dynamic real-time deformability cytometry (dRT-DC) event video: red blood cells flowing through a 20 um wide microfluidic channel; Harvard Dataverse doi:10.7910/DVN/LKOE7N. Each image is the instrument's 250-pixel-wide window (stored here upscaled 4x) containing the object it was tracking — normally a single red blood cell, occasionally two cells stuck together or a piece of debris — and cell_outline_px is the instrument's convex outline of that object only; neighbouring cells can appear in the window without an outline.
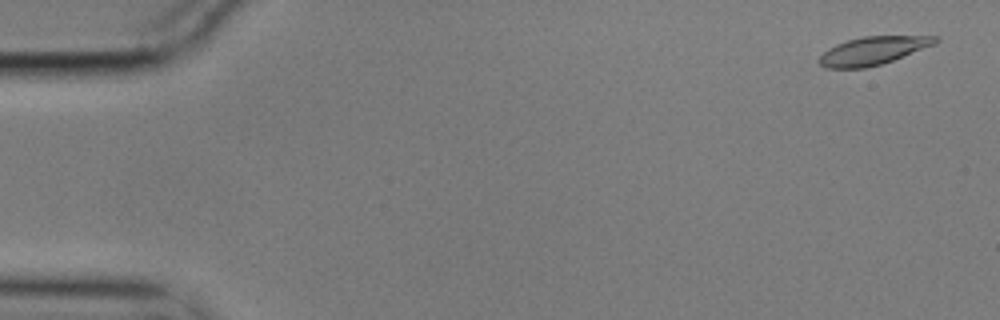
{"species": "common noctule bat (a hibernating species)", "species_latin": "Nyctalus noctula", "temperature_condition": "cold", "stored_images_in_passage": 56, "camera_frame_rate_fps": 3000, "um_per_image_px": 0.085, "animal": {"sex": "male", "body_mass_g": 17.9}, "frame": {"image": 1, "passage_image": 1, "time_ms": 0.0, "image_size_px": [1000, 320], "cell_outline_px": [[940, 40], [936, 44], [892, 60], [880, 64], [864, 68], [828, 68], [820, 64], [820, 56], [828, 48], [836, 44], [848, 40], [864, 36], [940, 36]], "centroid_in_image_um": [74.24, 4.29], "position_along_channel_um": 10.8, "area_um2": 18.79}}
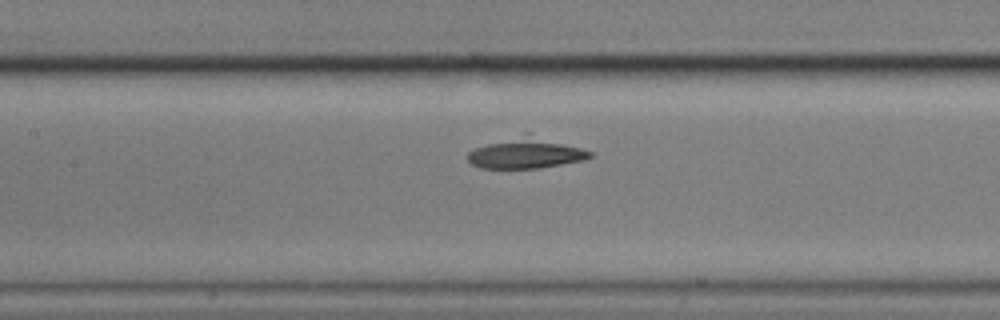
{"frame": {"image": 2, "passage_image": 25, "time_ms": 8.0, "image_size_px": [1000, 320], "cell_outline_px": [[592, 156], [584, 160], [540, 168], [480, 168], [472, 164], [468, 160], [468, 152], [476, 148], [488, 144], [528, 132], [580, 148], [592, 152]], "centroid_in_image_um": [44.72, 13.02], "position_along_channel_um": 162.7, "area_um2": 21.56}}
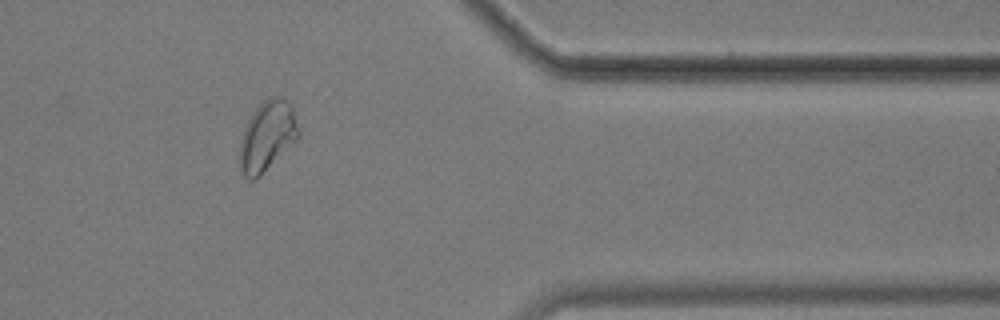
{"frame": {"image": 3, "passage_image": 46, "time_ms": 15.0, "image_size_px": [1000, 320], "cell_outline_px": [[300, 136], [256, 180], [248, 180], [244, 176], [240, 168], [240, 144], [244, 128], [252, 112], [268, 96], [280, 96], [292, 104], [300, 132]], "centroid_in_image_um": [22.72, 11.55], "position_along_channel_um": 388.7, "area_um2": 24.04}}